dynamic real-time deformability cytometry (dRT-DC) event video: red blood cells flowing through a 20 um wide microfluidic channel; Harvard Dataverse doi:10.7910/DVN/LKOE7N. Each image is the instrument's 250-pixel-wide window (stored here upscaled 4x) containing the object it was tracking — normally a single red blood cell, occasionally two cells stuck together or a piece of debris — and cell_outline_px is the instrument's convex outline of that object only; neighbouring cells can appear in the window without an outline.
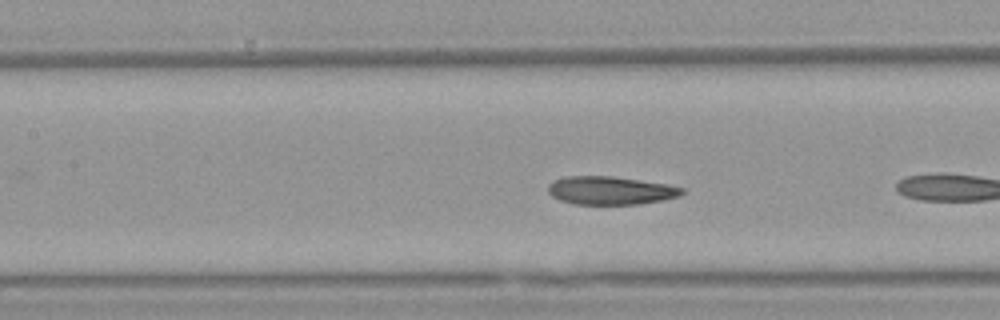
{"species": "Egyptian fruit bat (a non-hibernating species)", "species_latin": "Rousettus aegyptiacus", "temperature_condition": "warm", "stored_images_in_passage": 8, "camera_frame_rate_fps": 3000, "um_per_image_px": 0.085, "animal": {"sex": "female"}, "frame": {"image": 1, "passage_image": 7, "time_ms": 2.0, "image_size_px": [1000, 320], "cell_outline_px": [[684, 192], [680, 196], [664, 200], [640, 204], [576, 204], [560, 200], [552, 196], [548, 192], [548, 184], [552, 180], [564, 176], [612, 176], [664, 184], [684, 188]], "centroid_in_image_um": [51.86, 16.19], "position_along_channel_um": 155.5, "area_um2": 22.02}}